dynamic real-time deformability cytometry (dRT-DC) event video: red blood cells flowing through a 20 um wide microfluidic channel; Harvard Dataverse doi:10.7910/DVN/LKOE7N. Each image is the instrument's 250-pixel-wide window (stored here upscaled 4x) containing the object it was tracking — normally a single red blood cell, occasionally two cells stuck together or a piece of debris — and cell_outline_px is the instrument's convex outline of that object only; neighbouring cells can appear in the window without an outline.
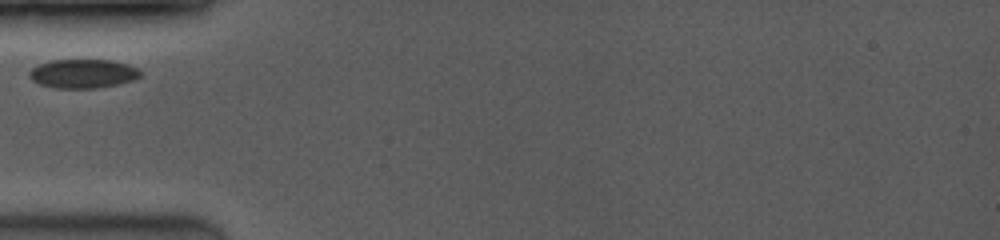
{"species": "common noctule bat (a hibernating species)", "species_latin": "Nyctalus noctula", "temperature_condition": "room temperature", "stored_images_in_passage": 2, "camera_frame_rate_fps": 3500, "um_per_image_px": 0.085, "animal": {"sex": "female", "body_mass_g": 19.0, "forearm_length_mm": 53.3}, "frame": {"image": 1, "passage_image": 1, "time_ms": 0.0, "image_size_px": [1000, 240], "cell_outline_px": [[144, 72], [140, 76], [132, 80], [116, 84], [96, 88], [56, 88], [40, 84], [32, 80], [28, 76], [28, 72], [32, 68], [48, 60], [112, 60], [128, 64], [140, 68]], "centroid_in_image_um": [7.07, 6.25], "position_along_channel_um": 77.9, "area_um2": 18.84}}